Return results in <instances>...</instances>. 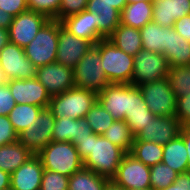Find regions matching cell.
<instances>
[{"label":"cell","instance_id":"1","mask_svg":"<svg viewBox=\"0 0 190 190\" xmlns=\"http://www.w3.org/2000/svg\"><path fill=\"white\" fill-rule=\"evenodd\" d=\"M86 167L109 180L114 177L126 152L103 135L91 134L73 143Z\"/></svg>","mask_w":190,"mask_h":190},{"label":"cell","instance_id":"2","mask_svg":"<svg viewBox=\"0 0 190 190\" xmlns=\"http://www.w3.org/2000/svg\"><path fill=\"white\" fill-rule=\"evenodd\" d=\"M37 156L44 170H51L70 177L83 167V161L73 143L51 141Z\"/></svg>","mask_w":190,"mask_h":190},{"label":"cell","instance_id":"3","mask_svg":"<svg viewBox=\"0 0 190 190\" xmlns=\"http://www.w3.org/2000/svg\"><path fill=\"white\" fill-rule=\"evenodd\" d=\"M98 51L109 83L131 84L134 56L118 49L108 39L98 41Z\"/></svg>","mask_w":190,"mask_h":190},{"label":"cell","instance_id":"4","mask_svg":"<svg viewBox=\"0 0 190 190\" xmlns=\"http://www.w3.org/2000/svg\"><path fill=\"white\" fill-rule=\"evenodd\" d=\"M96 100L95 92L74 87L51 97L48 108L55 118L79 119L86 117Z\"/></svg>","mask_w":190,"mask_h":190},{"label":"cell","instance_id":"5","mask_svg":"<svg viewBox=\"0 0 190 190\" xmlns=\"http://www.w3.org/2000/svg\"><path fill=\"white\" fill-rule=\"evenodd\" d=\"M59 30L60 21L49 19L24 48L26 57L36 68L56 62Z\"/></svg>","mask_w":190,"mask_h":190},{"label":"cell","instance_id":"6","mask_svg":"<svg viewBox=\"0 0 190 190\" xmlns=\"http://www.w3.org/2000/svg\"><path fill=\"white\" fill-rule=\"evenodd\" d=\"M73 70L75 87L77 88L99 94L110 84L101 64L98 42L86 52Z\"/></svg>","mask_w":190,"mask_h":190},{"label":"cell","instance_id":"7","mask_svg":"<svg viewBox=\"0 0 190 190\" xmlns=\"http://www.w3.org/2000/svg\"><path fill=\"white\" fill-rule=\"evenodd\" d=\"M144 102L155 116H175L177 97L172 92L168 78L138 85Z\"/></svg>","mask_w":190,"mask_h":190},{"label":"cell","instance_id":"8","mask_svg":"<svg viewBox=\"0 0 190 190\" xmlns=\"http://www.w3.org/2000/svg\"><path fill=\"white\" fill-rule=\"evenodd\" d=\"M134 69L131 84L150 83L167 77L169 63L163 53L142 49L134 56Z\"/></svg>","mask_w":190,"mask_h":190},{"label":"cell","instance_id":"9","mask_svg":"<svg viewBox=\"0 0 190 190\" xmlns=\"http://www.w3.org/2000/svg\"><path fill=\"white\" fill-rule=\"evenodd\" d=\"M55 117L49 108H43L37 116L35 124L28 126L18 135V141L37 155L52 141V130Z\"/></svg>","mask_w":190,"mask_h":190},{"label":"cell","instance_id":"10","mask_svg":"<svg viewBox=\"0 0 190 190\" xmlns=\"http://www.w3.org/2000/svg\"><path fill=\"white\" fill-rule=\"evenodd\" d=\"M0 67L7 81L36 77L37 68L26 57L24 48L11 42L0 50Z\"/></svg>","mask_w":190,"mask_h":190},{"label":"cell","instance_id":"11","mask_svg":"<svg viewBox=\"0 0 190 190\" xmlns=\"http://www.w3.org/2000/svg\"><path fill=\"white\" fill-rule=\"evenodd\" d=\"M112 180L125 190L151 188L150 167L126 153Z\"/></svg>","mask_w":190,"mask_h":190},{"label":"cell","instance_id":"12","mask_svg":"<svg viewBox=\"0 0 190 190\" xmlns=\"http://www.w3.org/2000/svg\"><path fill=\"white\" fill-rule=\"evenodd\" d=\"M48 20L46 15L30 10L18 14L8 29L10 42L25 48Z\"/></svg>","mask_w":190,"mask_h":190},{"label":"cell","instance_id":"13","mask_svg":"<svg viewBox=\"0 0 190 190\" xmlns=\"http://www.w3.org/2000/svg\"><path fill=\"white\" fill-rule=\"evenodd\" d=\"M36 78L47 89L50 97L75 87L74 70L58 62L37 68Z\"/></svg>","mask_w":190,"mask_h":190},{"label":"cell","instance_id":"14","mask_svg":"<svg viewBox=\"0 0 190 190\" xmlns=\"http://www.w3.org/2000/svg\"><path fill=\"white\" fill-rule=\"evenodd\" d=\"M182 124L176 116H155L134 140L165 145L180 135Z\"/></svg>","mask_w":190,"mask_h":190},{"label":"cell","instance_id":"15","mask_svg":"<svg viewBox=\"0 0 190 190\" xmlns=\"http://www.w3.org/2000/svg\"><path fill=\"white\" fill-rule=\"evenodd\" d=\"M7 84L16 104H31L43 108L49 107L51 97L47 89L36 77L24 80H9Z\"/></svg>","mask_w":190,"mask_h":190},{"label":"cell","instance_id":"16","mask_svg":"<svg viewBox=\"0 0 190 190\" xmlns=\"http://www.w3.org/2000/svg\"><path fill=\"white\" fill-rule=\"evenodd\" d=\"M92 46L90 41L78 38L65 30L60 22L56 62L74 69Z\"/></svg>","mask_w":190,"mask_h":190},{"label":"cell","instance_id":"17","mask_svg":"<svg viewBox=\"0 0 190 190\" xmlns=\"http://www.w3.org/2000/svg\"><path fill=\"white\" fill-rule=\"evenodd\" d=\"M97 100L115 120H124L129 105V84L110 83L97 94Z\"/></svg>","mask_w":190,"mask_h":190},{"label":"cell","instance_id":"18","mask_svg":"<svg viewBox=\"0 0 190 190\" xmlns=\"http://www.w3.org/2000/svg\"><path fill=\"white\" fill-rule=\"evenodd\" d=\"M154 117L138 86L129 84V105L124 121L130 127L132 135L135 137Z\"/></svg>","mask_w":190,"mask_h":190},{"label":"cell","instance_id":"19","mask_svg":"<svg viewBox=\"0 0 190 190\" xmlns=\"http://www.w3.org/2000/svg\"><path fill=\"white\" fill-rule=\"evenodd\" d=\"M44 167L37 155L19 166L12 174L10 188L13 190H40Z\"/></svg>","mask_w":190,"mask_h":190},{"label":"cell","instance_id":"20","mask_svg":"<svg viewBox=\"0 0 190 190\" xmlns=\"http://www.w3.org/2000/svg\"><path fill=\"white\" fill-rule=\"evenodd\" d=\"M62 27L78 38L90 41L95 45L103 38L97 31V14L83 10L82 12L62 19Z\"/></svg>","mask_w":190,"mask_h":190},{"label":"cell","instance_id":"21","mask_svg":"<svg viewBox=\"0 0 190 190\" xmlns=\"http://www.w3.org/2000/svg\"><path fill=\"white\" fill-rule=\"evenodd\" d=\"M86 10L97 14V31L107 39L120 24V12L105 0H88Z\"/></svg>","mask_w":190,"mask_h":190},{"label":"cell","instance_id":"22","mask_svg":"<svg viewBox=\"0 0 190 190\" xmlns=\"http://www.w3.org/2000/svg\"><path fill=\"white\" fill-rule=\"evenodd\" d=\"M164 56L170 67L190 66V42L178 34L173 27L168 29Z\"/></svg>","mask_w":190,"mask_h":190},{"label":"cell","instance_id":"23","mask_svg":"<svg viewBox=\"0 0 190 190\" xmlns=\"http://www.w3.org/2000/svg\"><path fill=\"white\" fill-rule=\"evenodd\" d=\"M107 39L118 49L132 56L143 49L140 30L121 23Z\"/></svg>","mask_w":190,"mask_h":190},{"label":"cell","instance_id":"24","mask_svg":"<svg viewBox=\"0 0 190 190\" xmlns=\"http://www.w3.org/2000/svg\"><path fill=\"white\" fill-rule=\"evenodd\" d=\"M153 2L138 1L127 4L120 12V23L136 29L152 21Z\"/></svg>","mask_w":190,"mask_h":190},{"label":"cell","instance_id":"25","mask_svg":"<svg viewBox=\"0 0 190 190\" xmlns=\"http://www.w3.org/2000/svg\"><path fill=\"white\" fill-rule=\"evenodd\" d=\"M34 154L18 140L0 147V169L12 174Z\"/></svg>","mask_w":190,"mask_h":190},{"label":"cell","instance_id":"26","mask_svg":"<svg viewBox=\"0 0 190 190\" xmlns=\"http://www.w3.org/2000/svg\"><path fill=\"white\" fill-rule=\"evenodd\" d=\"M162 162L170 166L178 174L189 171L187 149L180 135L163 145Z\"/></svg>","mask_w":190,"mask_h":190},{"label":"cell","instance_id":"27","mask_svg":"<svg viewBox=\"0 0 190 190\" xmlns=\"http://www.w3.org/2000/svg\"><path fill=\"white\" fill-rule=\"evenodd\" d=\"M169 28L160 26L153 21L144 25L140 29L143 49L164 54L166 52Z\"/></svg>","mask_w":190,"mask_h":190},{"label":"cell","instance_id":"28","mask_svg":"<svg viewBox=\"0 0 190 190\" xmlns=\"http://www.w3.org/2000/svg\"><path fill=\"white\" fill-rule=\"evenodd\" d=\"M108 178L82 167L69 177L68 190H105Z\"/></svg>","mask_w":190,"mask_h":190},{"label":"cell","instance_id":"29","mask_svg":"<svg viewBox=\"0 0 190 190\" xmlns=\"http://www.w3.org/2000/svg\"><path fill=\"white\" fill-rule=\"evenodd\" d=\"M43 109L37 105L16 104L8 117L14 130L19 135L28 126L35 124L38 114Z\"/></svg>","mask_w":190,"mask_h":190},{"label":"cell","instance_id":"30","mask_svg":"<svg viewBox=\"0 0 190 190\" xmlns=\"http://www.w3.org/2000/svg\"><path fill=\"white\" fill-rule=\"evenodd\" d=\"M130 154L143 164L151 167L162 162L163 145L151 141L134 140Z\"/></svg>","mask_w":190,"mask_h":190},{"label":"cell","instance_id":"31","mask_svg":"<svg viewBox=\"0 0 190 190\" xmlns=\"http://www.w3.org/2000/svg\"><path fill=\"white\" fill-rule=\"evenodd\" d=\"M103 136L126 153H130L135 138L124 120H115Z\"/></svg>","mask_w":190,"mask_h":190},{"label":"cell","instance_id":"32","mask_svg":"<svg viewBox=\"0 0 190 190\" xmlns=\"http://www.w3.org/2000/svg\"><path fill=\"white\" fill-rule=\"evenodd\" d=\"M167 78L177 98L190 94V66L169 67Z\"/></svg>","mask_w":190,"mask_h":190},{"label":"cell","instance_id":"33","mask_svg":"<svg viewBox=\"0 0 190 190\" xmlns=\"http://www.w3.org/2000/svg\"><path fill=\"white\" fill-rule=\"evenodd\" d=\"M85 118L93 133L98 135H103L115 121L112 115L104 109L98 100L92 105Z\"/></svg>","mask_w":190,"mask_h":190},{"label":"cell","instance_id":"34","mask_svg":"<svg viewBox=\"0 0 190 190\" xmlns=\"http://www.w3.org/2000/svg\"><path fill=\"white\" fill-rule=\"evenodd\" d=\"M178 173L163 162L150 167V184L153 190H162L173 184Z\"/></svg>","mask_w":190,"mask_h":190},{"label":"cell","instance_id":"35","mask_svg":"<svg viewBox=\"0 0 190 190\" xmlns=\"http://www.w3.org/2000/svg\"><path fill=\"white\" fill-rule=\"evenodd\" d=\"M78 131V119L55 118L52 130V141H65L74 143Z\"/></svg>","mask_w":190,"mask_h":190},{"label":"cell","instance_id":"36","mask_svg":"<svg viewBox=\"0 0 190 190\" xmlns=\"http://www.w3.org/2000/svg\"><path fill=\"white\" fill-rule=\"evenodd\" d=\"M152 21L160 26L173 27L176 22L173 0H154Z\"/></svg>","mask_w":190,"mask_h":190},{"label":"cell","instance_id":"37","mask_svg":"<svg viewBox=\"0 0 190 190\" xmlns=\"http://www.w3.org/2000/svg\"><path fill=\"white\" fill-rule=\"evenodd\" d=\"M69 177L51 170H44L40 190H68Z\"/></svg>","mask_w":190,"mask_h":190},{"label":"cell","instance_id":"38","mask_svg":"<svg viewBox=\"0 0 190 190\" xmlns=\"http://www.w3.org/2000/svg\"><path fill=\"white\" fill-rule=\"evenodd\" d=\"M28 9L46 15L49 19L58 20L60 0H27Z\"/></svg>","mask_w":190,"mask_h":190},{"label":"cell","instance_id":"39","mask_svg":"<svg viewBox=\"0 0 190 190\" xmlns=\"http://www.w3.org/2000/svg\"><path fill=\"white\" fill-rule=\"evenodd\" d=\"M88 0H60L58 21L86 10Z\"/></svg>","mask_w":190,"mask_h":190},{"label":"cell","instance_id":"40","mask_svg":"<svg viewBox=\"0 0 190 190\" xmlns=\"http://www.w3.org/2000/svg\"><path fill=\"white\" fill-rule=\"evenodd\" d=\"M18 140V134L13 128L8 116L0 115V147L14 143Z\"/></svg>","mask_w":190,"mask_h":190},{"label":"cell","instance_id":"41","mask_svg":"<svg viewBox=\"0 0 190 190\" xmlns=\"http://www.w3.org/2000/svg\"><path fill=\"white\" fill-rule=\"evenodd\" d=\"M16 102L7 83L0 85V115L8 116Z\"/></svg>","mask_w":190,"mask_h":190},{"label":"cell","instance_id":"42","mask_svg":"<svg viewBox=\"0 0 190 190\" xmlns=\"http://www.w3.org/2000/svg\"><path fill=\"white\" fill-rule=\"evenodd\" d=\"M0 8L13 17L29 10L27 0H0Z\"/></svg>","mask_w":190,"mask_h":190},{"label":"cell","instance_id":"43","mask_svg":"<svg viewBox=\"0 0 190 190\" xmlns=\"http://www.w3.org/2000/svg\"><path fill=\"white\" fill-rule=\"evenodd\" d=\"M175 116L179 119L183 125L187 120L190 119V94L177 98V109Z\"/></svg>","mask_w":190,"mask_h":190},{"label":"cell","instance_id":"44","mask_svg":"<svg viewBox=\"0 0 190 190\" xmlns=\"http://www.w3.org/2000/svg\"><path fill=\"white\" fill-rule=\"evenodd\" d=\"M173 28L184 39L190 42V15L183 16L182 18L176 20Z\"/></svg>","mask_w":190,"mask_h":190},{"label":"cell","instance_id":"45","mask_svg":"<svg viewBox=\"0 0 190 190\" xmlns=\"http://www.w3.org/2000/svg\"><path fill=\"white\" fill-rule=\"evenodd\" d=\"M162 190H190V171L178 174L175 182Z\"/></svg>","mask_w":190,"mask_h":190},{"label":"cell","instance_id":"46","mask_svg":"<svg viewBox=\"0 0 190 190\" xmlns=\"http://www.w3.org/2000/svg\"><path fill=\"white\" fill-rule=\"evenodd\" d=\"M173 8L175 20L190 15V0H173Z\"/></svg>","mask_w":190,"mask_h":190},{"label":"cell","instance_id":"47","mask_svg":"<svg viewBox=\"0 0 190 190\" xmlns=\"http://www.w3.org/2000/svg\"><path fill=\"white\" fill-rule=\"evenodd\" d=\"M93 134V131L89 124L87 123L86 118H79L78 119V131L76 139H84L87 136Z\"/></svg>","mask_w":190,"mask_h":190},{"label":"cell","instance_id":"48","mask_svg":"<svg viewBox=\"0 0 190 190\" xmlns=\"http://www.w3.org/2000/svg\"><path fill=\"white\" fill-rule=\"evenodd\" d=\"M180 136L183 138L185 147L187 149V157L190 171V131L187 130L183 125L181 127Z\"/></svg>","mask_w":190,"mask_h":190},{"label":"cell","instance_id":"49","mask_svg":"<svg viewBox=\"0 0 190 190\" xmlns=\"http://www.w3.org/2000/svg\"><path fill=\"white\" fill-rule=\"evenodd\" d=\"M13 16L0 8V28L9 29Z\"/></svg>","mask_w":190,"mask_h":190},{"label":"cell","instance_id":"50","mask_svg":"<svg viewBox=\"0 0 190 190\" xmlns=\"http://www.w3.org/2000/svg\"><path fill=\"white\" fill-rule=\"evenodd\" d=\"M11 174L0 169V190L10 188Z\"/></svg>","mask_w":190,"mask_h":190},{"label":"cell","instance_id":"51","mask_svg":"<svg viewBox=\"0 0 190 190\" xmlns=\"http://www.w3.org/2000/svg\"><path fill=\"white\" fill-rule=\"evenodd\" d=\"M10 42L8 29L0 28V50Z\"/></svg>","mask_w":190,"mask_h":190},{"label":"cell","instance_id":"52","mask_svg":"<svg viewBox=\"0 0 190 190\" xmlns=\"http://www.w3.org/2000/svg\"><path fill=\"white\" fill-rule=\"evenodd\" d=\"M108 4L112 5L113 8L117 9L119 12L128 4L127 0H105Z\"/></svg>","mask_w":190,"mask_h":190},{"label":"cell","instance_id":"53","mask_svg":"<svg viewBox=\"0 0 190 190\" xmlns=\"http://www.w3.org/2000/svg\"><path fill=\"white\" fill-rule=\"evenodd\" d=\"M105 190H125L123 187L115 183L112 179L106 183Z\"/></svg>","mask_w":190,"mask_h":190},{"label":"cell","instance_id":"54","mask_svg":"<svg viewBox=\"0 0 190 190\" xmlns=\"http://www.w3.org/2000/svg\"><path fill=\"white\" fill-rule=\"evenodd\" d=\"M7 83V79L4 77L2 68L0 67V85Z\"/></svg>","mask_w":190,"mask_h":190},{"label":"cell","instance_id":"55","mask_svg":"<svg viewBox=\"0 0 190 190\" xmlns=\"http://www.w3.org/2000/svg\"><path fill=\"white\" fill-rule=\"evenodd\" d=\"M138 1H144V2H154V0H127V3H136Z\"/></svg>","mask_w":190,"mask_h":190},{"label":"cell","instance_id":"56","mask_svg":"<svg viewBox=\"0 0 190 190\" xmlns=\"http://www.w3.org/2000/svg\"><path fill=\"white\" fill-rule=\"evenodd\" d=\"M183 126H184L187 130L190 131V119L187 120V121L183 124Z\"/></svg>","mask_w":190,"mask_h":190},{"label":"cell","instance_id":"57","mask_svg":"<svg viewBox=\"0 0 190 190\" xmlns=\"http://www.w3.org/2000/svg\"><path fill=\"white\" fill-rule=\"evenodd\" d=\"M131 190H153V189L148 188V189H131Z\"/></svg>","mask_w":190,"mask_h":190}]
</instances>
